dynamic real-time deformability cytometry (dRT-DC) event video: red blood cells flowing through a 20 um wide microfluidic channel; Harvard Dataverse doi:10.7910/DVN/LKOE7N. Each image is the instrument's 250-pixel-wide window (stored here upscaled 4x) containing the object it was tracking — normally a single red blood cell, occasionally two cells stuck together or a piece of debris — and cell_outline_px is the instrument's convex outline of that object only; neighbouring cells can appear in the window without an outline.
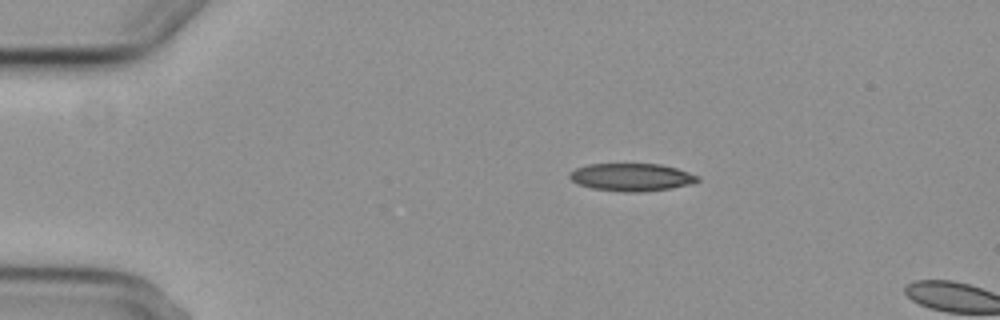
{"species": "common noctule bat (a hibernating species)", "species_latin": "Nyctalus noctula", "temperature_condition": "cold", "stored_images_in_passage": 3, "camera_frame_rate_fps": 3000, "um_per_image_px": 0.085, "animal": {"sex": "female", "body_mass_g": 29.2, "forearm_length_mm": 56.3}, "frame": {"image": 1, "passage_image": 2, "time_ms": 1.333, "image_size_px": [1000, 320], "cell_outline_px": [[700, 180], [692, 184], [672, 188], [640, 192], [624, 192], [592, 188], [580, 184], [572, 180], [568, 176], [568, 172], [576, 168], [588, 164], [660, 164], [676, 168], [700, 176]], "centroid_in_image_um": [53.7, 15.06], "position_along_channel_um": 31.3, "area_um2": 20.69}}